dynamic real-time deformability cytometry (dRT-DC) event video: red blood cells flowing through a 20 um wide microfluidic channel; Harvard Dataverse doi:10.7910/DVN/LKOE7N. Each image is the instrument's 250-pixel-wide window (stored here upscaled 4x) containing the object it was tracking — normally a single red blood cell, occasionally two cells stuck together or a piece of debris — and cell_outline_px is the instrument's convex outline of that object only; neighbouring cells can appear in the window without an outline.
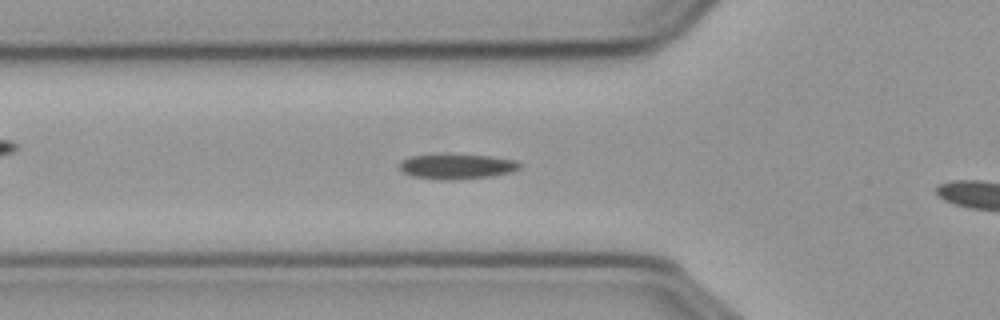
{"species": "common noctule bat (a hibernating species)", "species_latin": "Nyctalus noctula", "temperature_condition": "cold", "stored_images_in_passage": 33, "camera_frame_rate_fps": 3000, "um_per_image_px": 0.085, "animal": {"sex": "male", "body_mass_g": 23.1, "forearm_length_mm": 52.7}, "frame": {"image": 1, "passage_image": 7, "time_ms": 2.0, "image_size_px": [1000, 320], "cell_outline_px": [[524, 164], [520, 168], [512, 172], [492, 176], [448, 180], [440, 180], [412, 176], [400, 172], [400, 160], [412, 156], [492, 156], [516, 160]], "centroid_in_image_um": [38.87, 14.18], "position_along_channel_um": 86.9, "area_um2": 17.22}}
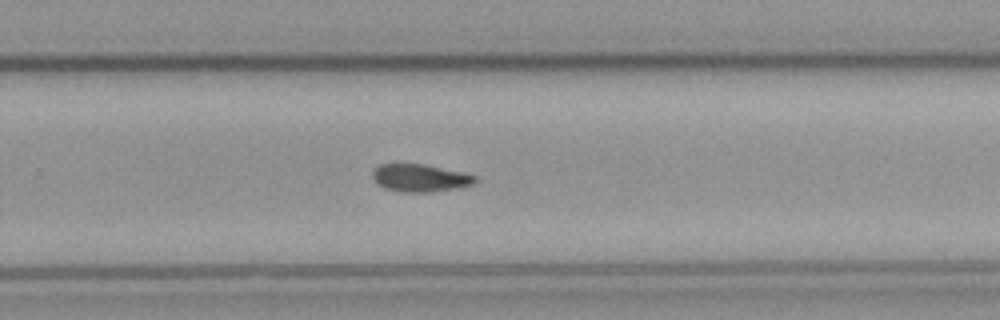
{"frame": {"image": 2, "passage_image": 24, "time_ms": 7.667, "image_size_px": [1000, 320], "cell_outline_px": [[476, 184], [460, 188], [428, 192], [404, 192], [384, 188], [376, 184], [372, 176], [372, 172], [380, 164], [420, 164], [464, 172], [476, 176]], "centroid_in_image_um": [35.72, 15.14], "position_along_channel_um": 294.1, "area_um2": 16.53}}
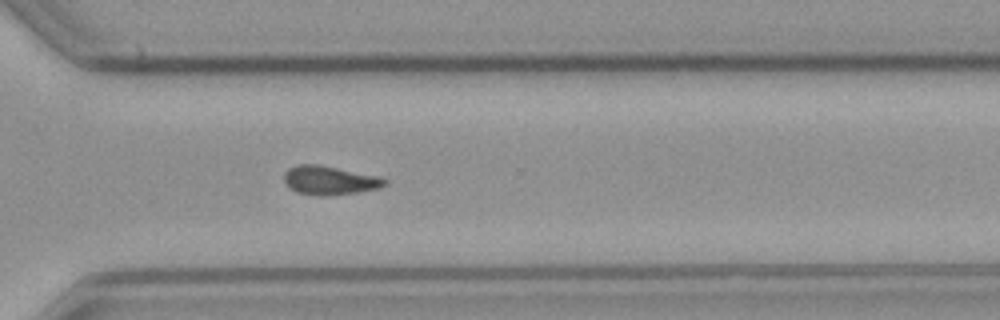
{"frame": {"image": 3, "passage_image": 28, "time_ms": 9.0, "image_size_px": [1000, 320], "cell_outline_px": [[388, 184], [380, 188], [356, 192], [320, 196], [296, 192], [284, 180], [284, 172], [288, 168], [296, 164], [316, 164], [380, 176], [388, 180]], "centroid_in_image_um": [28.04, 15.32], "position_along_channel_um": 342.6, "area_um2": 16.82}}